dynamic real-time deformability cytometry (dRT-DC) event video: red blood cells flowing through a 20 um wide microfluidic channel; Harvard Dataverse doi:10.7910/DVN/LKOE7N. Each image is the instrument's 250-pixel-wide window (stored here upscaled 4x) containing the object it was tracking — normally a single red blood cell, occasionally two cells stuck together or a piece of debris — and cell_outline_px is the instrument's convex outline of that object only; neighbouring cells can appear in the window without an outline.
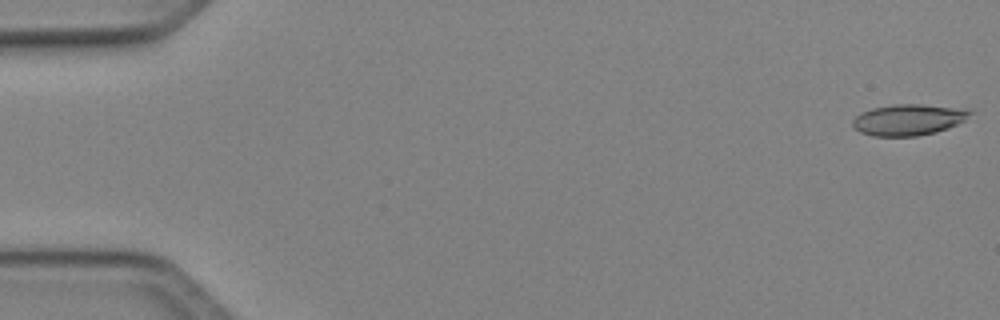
{"species": "Egyptian fruit bat (a non-hibernating species)", "species_latin": "Rousettus aegyptiacus", "temperature_condition": "cold", "stored_images_in_passage": 50, "camera_frame_rate_fps": 3000, "um_per_image_px": 0.085, "animal": {"sex": "female"}, "frame": {"image": 1, "passage_image": 1, "time_ms": 0.0, "image_size_px": [1000, 320], "cell_outline_px": [[972, 112], [964, 120], [948, 128], [936, 132], [916, 136], [872, 136], [860, 132], [852, 124], [852, 120], [860, 112], [872, 108], [896, 104], [920, 104], [948, 108]], "centroid_in_image_um": [77.1, 10.19], "position_along_channel_um": 7.9, "area_um2": 20.75}}
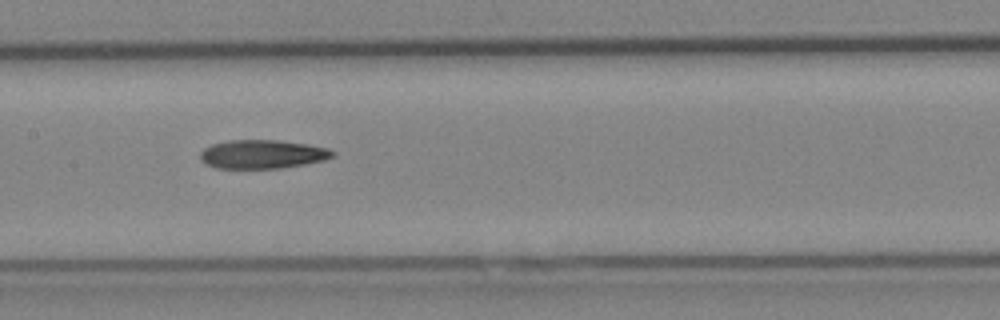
{"frame": {"image": 2, "passage_image": 25, "time_ms": 8.0, "image_size_px": [1000, 320], "cell_outline_px": [[336, 152], [332, 156], [324, 160], [304, 164], [280, 168], [216, 168], [204, 164], [200, 156], [200, 152], [204, 148], [212, 144], [228, 140], [276, 140], [304, 144], [328, 148]], "centroid_in_image_um": [22.26, 13.11], "position_along_channel_um": 185.1, "area_um2": 22.02}}
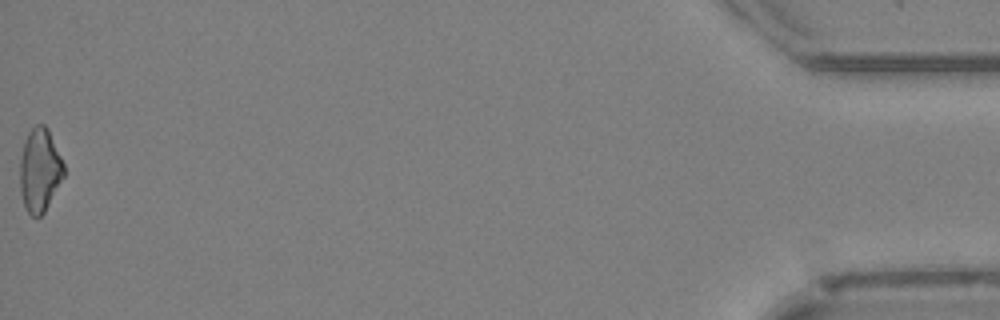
{"frame": {"image": 3, "passage_image": 50, "time_ms": 16.333, "image_size_px": [1000, 320], "cell_outline_px": [[64, 176], [44, 212], [40, 216], [32, 216], [24, 208], [20, 192], [20, 160], [24, 144], [28, 132], [36, 124], [44, 124], [48, 128], [64, 164]], "centroid_in_image_um": [3.37, 14.46], "position_along_channel_um": 431.8, "area_um2": 21.27}}